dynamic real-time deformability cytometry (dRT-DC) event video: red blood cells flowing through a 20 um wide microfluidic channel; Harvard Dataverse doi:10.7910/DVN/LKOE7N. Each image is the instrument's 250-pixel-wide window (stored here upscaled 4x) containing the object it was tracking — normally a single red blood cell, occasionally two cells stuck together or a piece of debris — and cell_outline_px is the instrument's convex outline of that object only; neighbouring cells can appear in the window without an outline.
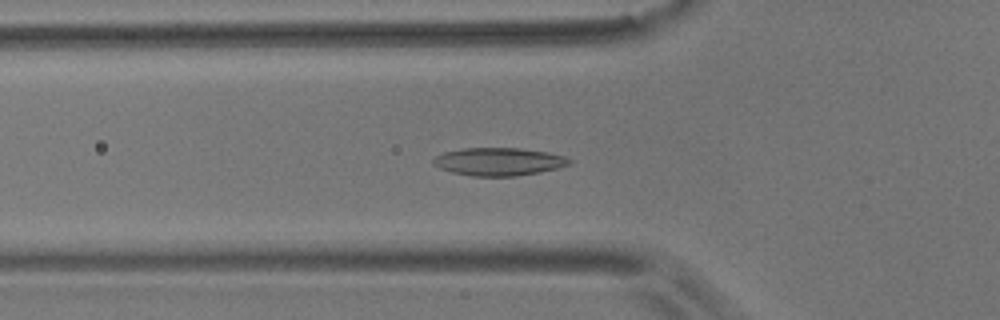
{"species": "common noctule bat (a hibernating species)", "species_latin": "Nyctalus noctula", "temperature_condition": "room temperature", "stored_images_in_passage": 56, "camera_frame_rate_fps": 3000, "um_per_image_px": 0.085, "animal": {"sex": "male", "body_mass_g": 17.9}, "frame": {"image": 1, "passage_image": 19, "time_ms": 6.0, "image_size_px": [1000, 320], "cell_outline_px": [[572, 164], [540, 172], [516, 176], [472, 176], [452, 172], [440, 168], [432, 164], [432, 160], [436, 156], [444, 152], [464, 148], [520, 148], [548, 152], [564, 156], [572, 160]], "centroid_in_image_um": [42.4, 13.74], "position_along_channel_um": 83.4, "area_um2": 22.14}}
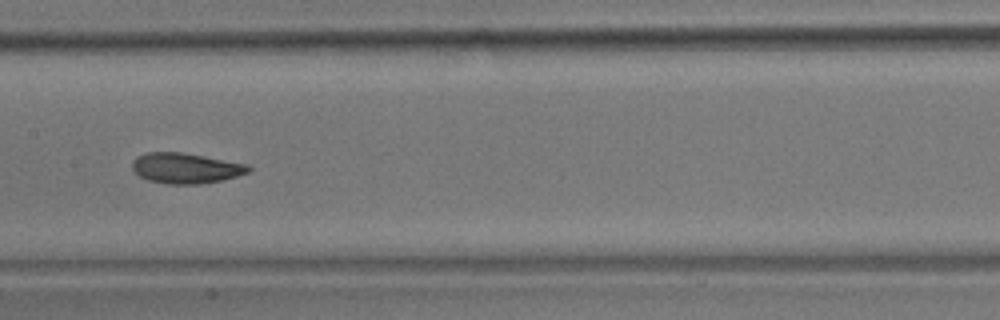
{"frame": {"image": 2, "passage_image": 28, "time_ms": 9.0, "image_size_px": [1000, 320], "cell_outline_px": [[252, 168], [248, 172], [236, 176], [220, 180], [200, 184], [168, 184], [148, 180], [140, 176], [132, 168], [132, 160], [136, 156], [148, 152], [180, 152], [248, 164]], "centroid_in_image_um": [15.76, 14.29], "position_along_channel_um": 191.6, "area_um2": 20.46}}
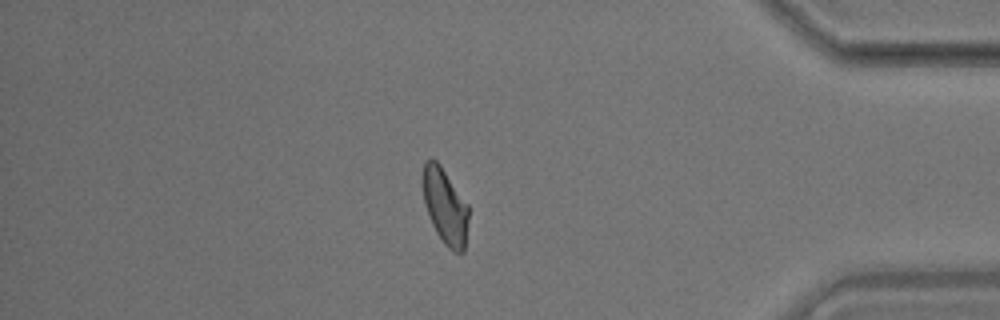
{"frame": {"image": 3, "passage_image": 48, "time_ms": 15.667, "image_size_px": [1000, 320], "cell_outline_px": [[468, 220], [464, 252], [452, 252], [444, 244], [436, 232], [428, 216], [424, 204], [420, 180], [424, 160], [432, 156], [440, 164], [468, 204]], "centroid_in_image_um": [37.78, 17.47], "position_along_channel_um": 397.4, "area_um2": 20.81}, "authors_computed_cell_mechanics": {"area_um2": 20.7213, "velocity_mm_per_s": 3.576, "shape_relaxation_time_tau1_ms": 5.1032, "shape_relaxation_time_tau2_ms": 2.1526, "deformation_change_tau1": 0.1342, "deformation_change_tau2": 0.0707}}